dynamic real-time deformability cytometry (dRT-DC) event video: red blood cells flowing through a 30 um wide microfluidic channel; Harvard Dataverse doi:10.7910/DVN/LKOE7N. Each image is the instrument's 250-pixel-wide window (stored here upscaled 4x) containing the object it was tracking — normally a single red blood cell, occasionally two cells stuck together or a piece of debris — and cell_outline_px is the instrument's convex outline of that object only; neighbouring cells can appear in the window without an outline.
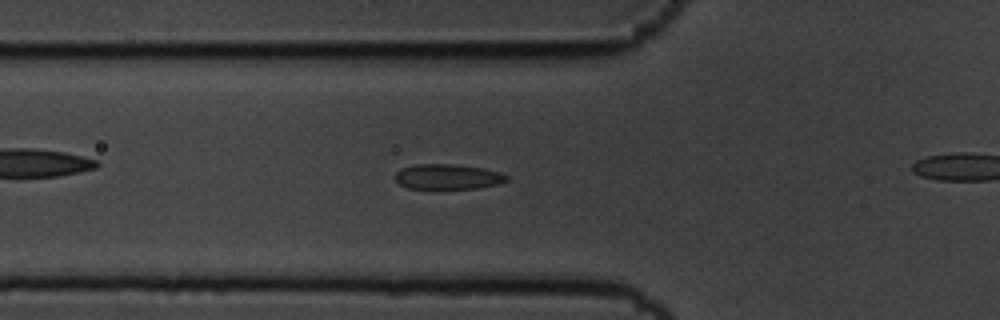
{"species": "common noctule bat (a hibernating species)", "species_latin": "Nyctalus noctula", "temperature_condition": "cold", "stored_images_in_passage": 47, "camera_frame_rate_fps": 3000, "um_per_image_px": 0.085, "animal": {"sex": "male", "body_mass_g": 19.5, "forearm_length_mm": 54.6}, "frame": {"image": 1, "passage_image": 20, "time_ms": 6.333, "image_size_px": [1000, 320], "cell_outline_px": [[508, 180], [496, 184], [476, 188], [408, 188], [400, 184], [392, 176], [400, 168], [416, 164], [452, 164], [484, 168], [500, 172], [508, 176]], "centroid_in_image_um": [38.02, 15.01], "position_along_channel_um": 87.8, "area_um2": 16.3}}
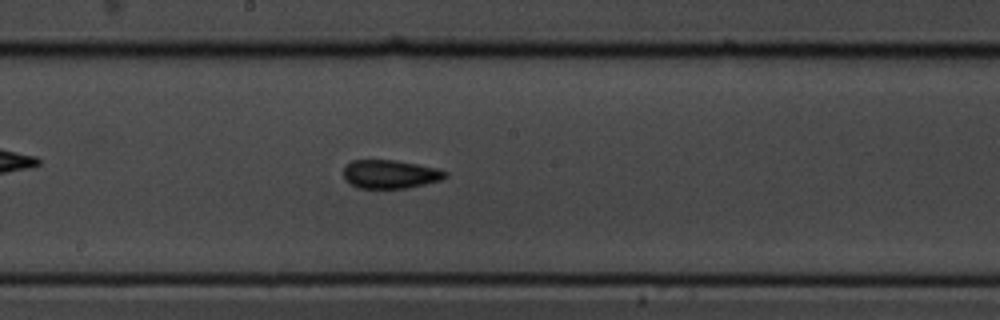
{"frame": {"image": 2, "passage_image": 31, "time_ms": 10.0, "image_size_px": [1000, 320], "cell_outline_px": [[448, 176], [440, 180], [424, 184], [404, 188], [356, 188], [344, 180], [344, 168], [352, 160], [396, 160], [436, 168], [448, 172]], "centroid_in_image_um": [33.14, 14.81], "position_along_channel_um": 215.1, "area_um2": 16.88}}
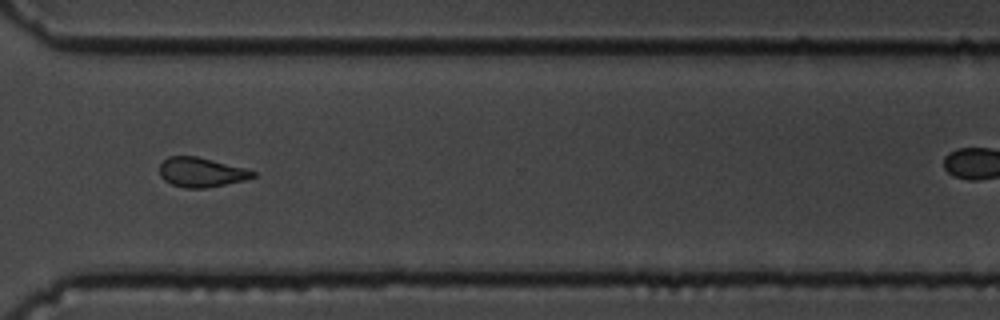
{"frame": {"image": 3, "passage_image": 43, "time_ms": 14.0, "image_size_px": [1000, 320], "cell_outline_px": [[256, 176], [244, 180], [204, 188], [184, 188], [172, 184], [164, 180], [160, 176], [160, 164], [168, 156], [196, 156], [248, 168], [256, 172]], "centroid_in_image_um": [17.12, 14.63], "position_along_channel_um": 353.5, "area_um2": 16.07}}